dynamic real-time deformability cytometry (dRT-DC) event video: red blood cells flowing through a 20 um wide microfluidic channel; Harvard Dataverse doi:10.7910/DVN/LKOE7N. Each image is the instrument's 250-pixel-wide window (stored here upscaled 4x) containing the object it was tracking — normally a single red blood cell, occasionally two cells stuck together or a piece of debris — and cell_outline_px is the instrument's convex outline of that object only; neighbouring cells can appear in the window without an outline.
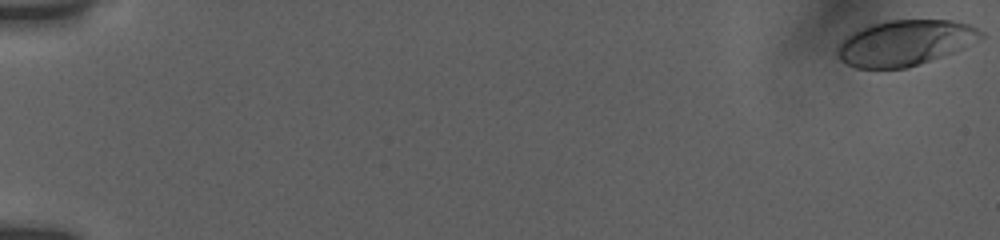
{"species": "human", "species_latin": "Homo sapiens", "temperature_condition": "room temperature", "stored_images_in_passage": 39, "camera_frame_rate_fps": 3000, "um_per_image_px": 0.085, "donor": {"sex": "female"}, "frame": {"image": 1, "passage_image": 1, "time_ms": 0.0, "image_size_px": [1000, 240], "cell_outline_px": [[984, 36], [964, 48], [904, 68], [856, 68], [840, 60], [836, 56], [836, 48], [852, 32], [872, 24], [888, 20], [952, 20], [968, 24], [984, 32]], "centroid_in_image_um": [76.91, 3.63], "position_along_channel_um": 8.1, "area_um2": 37.63}}
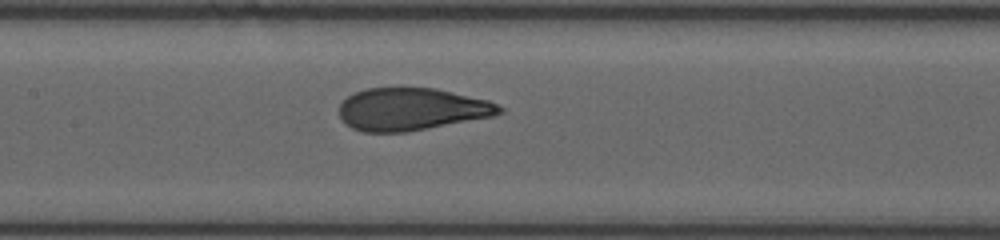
{"frame": {"image": 2, "passage_image": 21, "time_ms": 9.333, "image_size_px": [1000, 240], "cell_outline_px": [[504, 112], [492, 116], [408, 132], [364, 132], [352, 128], [340, 116], [340, 104], [352, 92], [364, 88], [400, 84], [436, 88], [488, 100], [504, 108]], "centroid_in_image_um": [34.95, 9.23], "position_along_channel_um": 172.4, "area_um2": 40.58}}
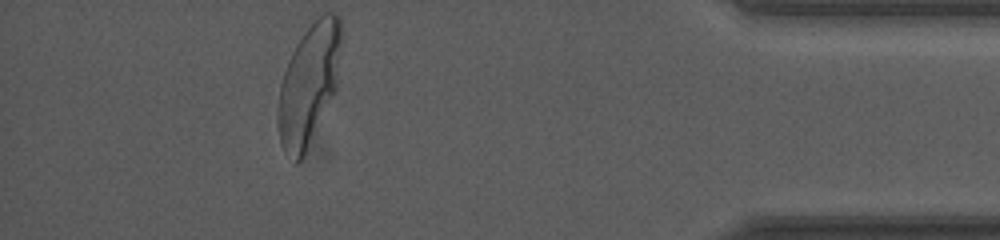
{"frame": {"image": 3, "passage_image": 39, "time_ms": 16.667, "image_size_px": [1000, 240], "cell_outline_px": [[344, 32], [336, 88], [304, 156], [296, 164], [280, 144], [276, 116], [280, 84], [288, 60], [296, 44], [304, 32], [324, 12], [336, 12], [340, 16]], "centroid_in_image_um": [26.27, 7.12], "position_along_channel_um": 408.9, "area_um2": 44.91}, "authors_computed_cell_mechanics": {"area_um2": 40.5178, "velocity_mm_per_s": 3.7919, "shape_relaxation_time_tau1_ms": 4.4957, "shape_relaxation_time_tau2_ms": null, "deformation_change_tau1": 0.1905, "deformation_change_tau2": null}}